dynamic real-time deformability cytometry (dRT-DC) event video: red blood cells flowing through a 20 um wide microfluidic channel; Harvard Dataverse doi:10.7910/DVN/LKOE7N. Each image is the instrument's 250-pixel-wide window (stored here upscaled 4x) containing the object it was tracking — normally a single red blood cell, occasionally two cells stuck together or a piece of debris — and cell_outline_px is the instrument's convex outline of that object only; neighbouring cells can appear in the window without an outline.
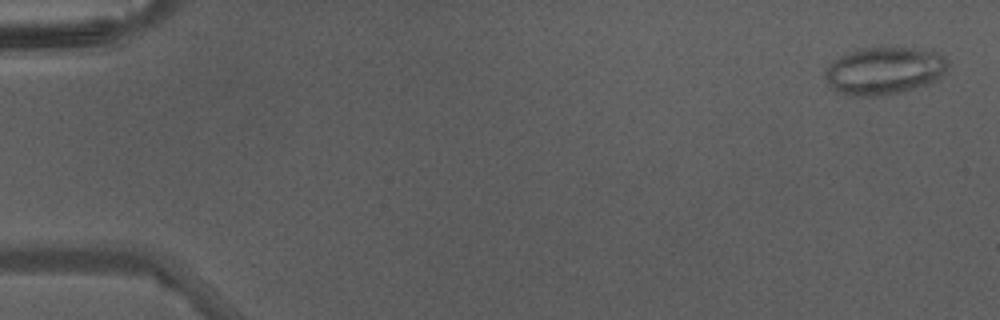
{"species": "Egyptian fruit bat (a non-hibernating species)", "species_latin": "Rousettus aegyptiacus", "temperature_condition": "warm", "stored_images_in_passage": 45, "camera_frame_rate_fps": 3000, "um_per_image_px": 0.085, "animal": {"sex": "male"}, "frame": {"image": 1, "passage_image": 1, "time_ms": 0.0, "image_size_px": [1000, 320], "cell_outline_px": [[948, 68], [940, 76], [928, 84], [900, 92], [880, 96], [856, 96], [840, 92], [832, 88], [828, 84], [824, 76], [824, 72], [828, 64], [832, 60], [848, 52], [860, 48], [912, 48], [936, 52], [944, 56], [948, 64]], "centroid_in_image_um": [75.12, 6.01], "position_along_channel_um": 9.9, "area_um2": 33.87}}
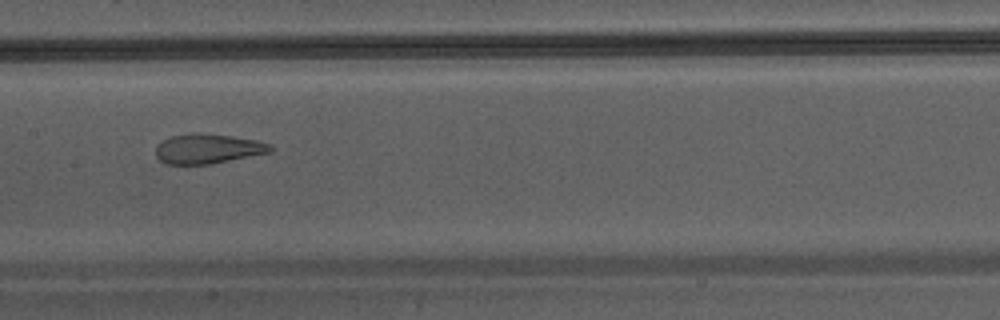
{"frame": {"image": 2, "passage_image": 23, "time_ms": 7.333, "image_size_px": [1000, 320], "cell_outline_px": [[272, 152], [208, 164], [164, 164], [156, 156], [156, 144], [172, 136], [232, 136], [256, 140], [272, 144]], "centroid_in_image_um": [17.69, 12.69], "position_along_channel_um": 189.7, "area_um2": 18.96}}
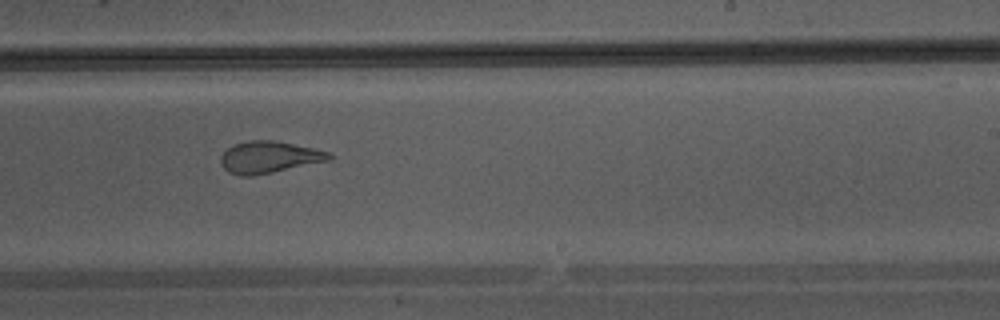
{"frame": {"image": 3, "passage_image": 28, "time_ms": 9.0, "image_size_px": [1000, 320], "cell_outline_px": [[332, 160], [252, 176], [240, 176], [228, 172], [220, 164], [220, 156], [232, 144], [248, 140], [276, 140], [312, 148], [328, 152], [332, 156]], "centroid_in_image_um": [22.83, 13.35], "position_along_channel_um": 266.2, "area_um2": 20.17}}